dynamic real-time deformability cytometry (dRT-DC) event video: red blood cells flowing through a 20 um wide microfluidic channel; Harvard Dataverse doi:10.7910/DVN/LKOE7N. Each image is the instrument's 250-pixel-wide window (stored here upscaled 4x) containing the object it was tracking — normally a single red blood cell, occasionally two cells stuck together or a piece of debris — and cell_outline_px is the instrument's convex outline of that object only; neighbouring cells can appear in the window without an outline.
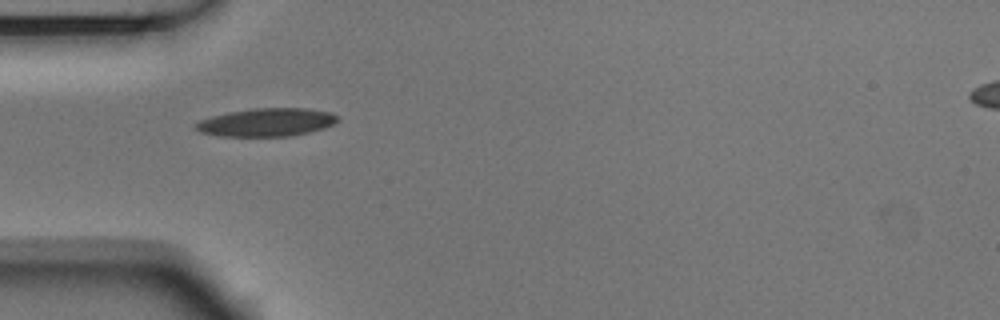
{"species": "Egyptian fruit bat (a non-hibernating species)", "species_latin": "Rousettus aegyptiacus", "temperature_condition": "room temperature", "stored_images_in_passage": 7, "camera_frame_rate_fps": 3000, "um_per_image_px": 0.085, "animal": {"sex": "male"}, "frame": {"image": 1, "passage_image": 4, "time_ms": 1.0, "image_size_px": [1000, 320], "cell_outline_px": [[336, 120], [332, 124], [324, 128], [292, 136], [220, 136], [200, 132], [196, 128], [196, 124], [200, 120], [212, 116], [228, 112], [252, 108], [308, 108], [332, 112], [336, 116]], "centroid_in_image_um": [22.66, 10.39], "position_along_channel_um": 62.3, "area_um2": 23.12}}
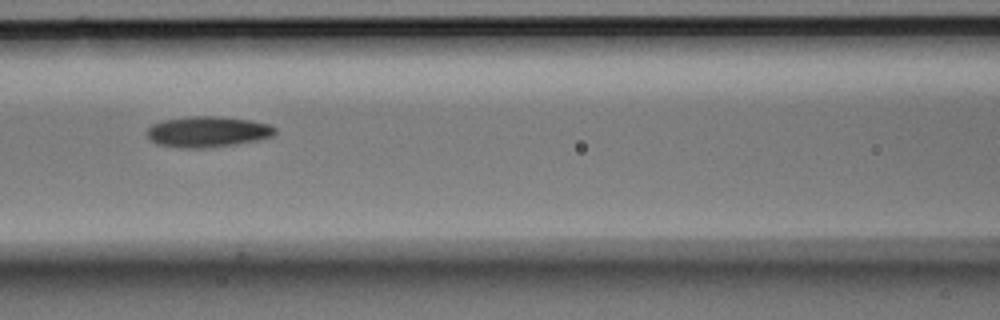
{"frame": {"image": 2, "passage_image": 6, "time_ms": 1.667, "image_size_px": [1000, 320], "cell_outline_px": [[276, 132], [272, 136], [260, 140], [236, 144], [204, 148], [180, 148], [156, 144], [148, 136], [148, 128], [152, 124], [164, 120], [192, 116], [220, 116], [252, 120], [268, 124], [276, 128]], "centroid_in_image_um": [17.68, 11.2], "position_along_channel_um": 148.9, "area_um2": 23.06}}
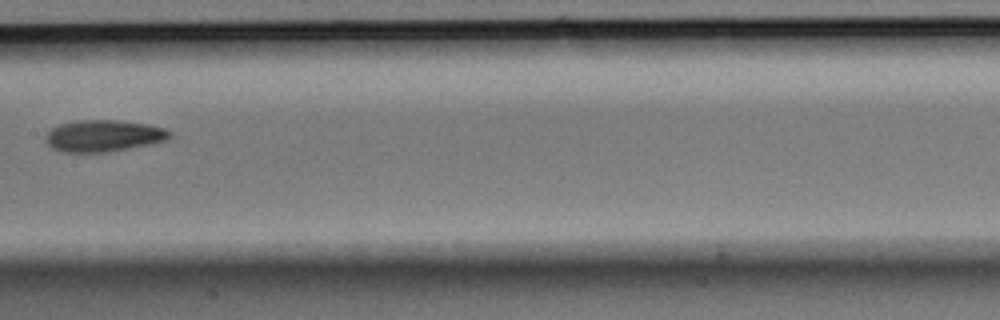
{"frame": {"image": 3, "passage_image": 7, "time_ms": 2.0, "image_size_px": [1000, 320], "cell_outline_px": [[168, 136], [164, 140], [148, 144], [104, 152], [60, 152], [52, 148], [44, 140], [48, 132], [52, 128], [60, 124], [80, 120], [116, 120], [148, 124], [164, 128], [168, 132]], "centroid_in_image_um": [8.71, 11.54], "position_along_channel_um": 198.7, "area_um2": 22.43}}